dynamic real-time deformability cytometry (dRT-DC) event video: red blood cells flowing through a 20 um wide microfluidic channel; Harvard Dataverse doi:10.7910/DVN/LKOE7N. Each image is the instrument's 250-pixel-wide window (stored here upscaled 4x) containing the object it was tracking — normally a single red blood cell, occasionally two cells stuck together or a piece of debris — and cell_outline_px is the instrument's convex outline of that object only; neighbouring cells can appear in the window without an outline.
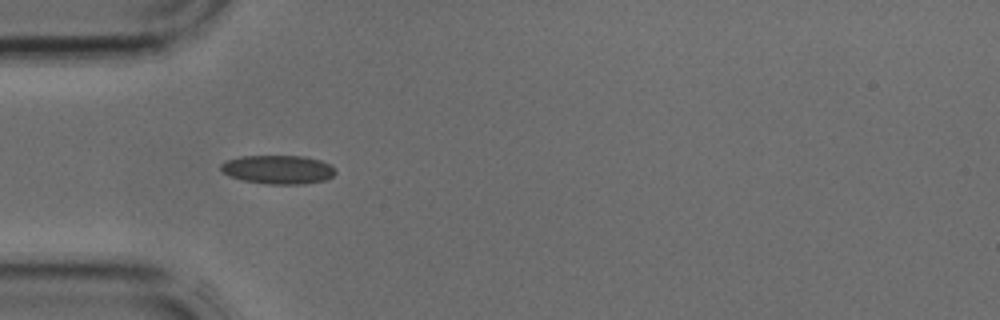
{"species": "common noctule bat (a hibernating species)", "species_latin": "Nyctalus noctula", "temperature_condition": "cold", "stored_images_in_passage": 4, "camera_frame_rate_fps": 3000, "um_per_image_px": 0.085, "animal": {"sex": "male", "body_mass_g": 17.9, "forearm_length_mm": 54.2}, "frame": {"image": 1, "passage_image": 4, "time_ms": 1.0, "image_size_px": [1000, 320], "cell_outline_px": [[336, 172], [332, 176], [324, 180], [304, 184], [268, 184], [244, 180], [232, 176], [224, 172], [220, 168], [220, 164], [228, 160], [240, 156], [304, 156], [320, 160], [328, 164]], "centroid_in_image_um": [23.64, 14.41], "position_along_channel_um": 61.4, "area_um2": 18.9}}